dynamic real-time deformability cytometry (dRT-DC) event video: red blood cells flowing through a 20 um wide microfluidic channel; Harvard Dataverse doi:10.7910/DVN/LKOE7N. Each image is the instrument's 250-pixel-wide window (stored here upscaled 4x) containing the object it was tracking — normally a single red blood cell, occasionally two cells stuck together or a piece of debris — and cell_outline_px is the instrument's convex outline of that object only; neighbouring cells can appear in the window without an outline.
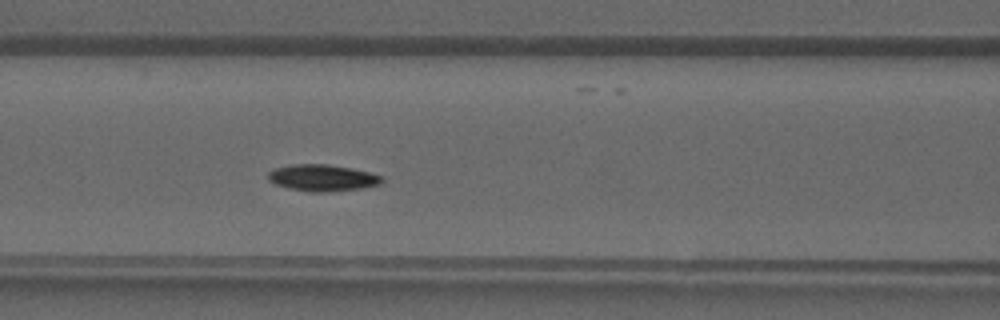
{"species": "common noctule bat (a hibernating species)", "species_latin": "Nyctalus noctula", "temperature_condition": "warm", "stored_images_in_passage": 32, "segment_of_instrument_passage": [1, 2], "camera_frame_rate_fps": 3000, "um_per_image_px": 0.085, "animal": {"sex": "male", "forearm_length_mm": 52.5}, "frame": {"image": 1, "passage_image": 14, "time_ms": 4.333, "image_size_px": [1000, 320], "cell_outline_px": [[384, 180], [380, 184], [364, 188], [328, 192], [308, 192], [288, 188], [276, 184], [268, 180], [268, 172], [272, 168], [292, 164], [328, 164], [352, 168], [384, 176]], "centroid_in_image_um": [27.41, 15.11], "position_along_channel_um": 139.2, "area_um2": 17.92}}
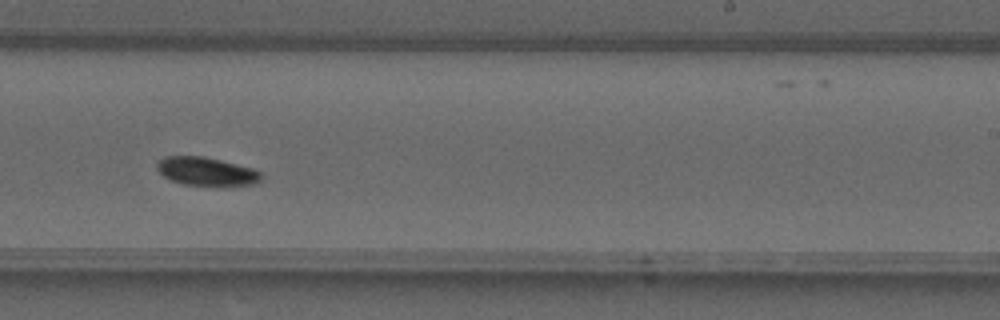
{"frame": {"image": 2, "passage_image": 22, "time_ms": 7.0, "image_size_px": [1000, 320], "cell_outline_px": [[264, 176], [256, 184], [224, 188], [216, 188], [184, 184], [172, 180], [164, 176], [156, 168], [156, 164], [164, 156], [204, 156], [252, 168], [260, 172]], "centroid_in_image_um": [17.61, 14.62], "position_along_channel_um": 271.4, "area_um2": 17.92}}
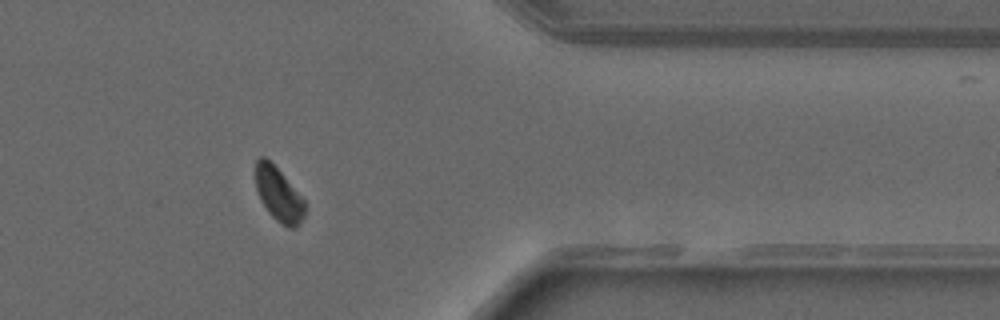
{"frame": {"image": 3, "passage_image": 30, "time_ms": 9.667, "image_size_px": [1000, 320], "cell_outline_px": [[304, 216], [300, 224], [296, 228], [288, 228], [280, 224], [268, 212], [260, 200], [256, 188], [256, 160], [260, 156], [264, 156], [280, 172], [304, 200]], "centroid_in_image_um": [23.67, 16.57], "position_along_channel_um": 387.7, "area_um2": 15.26}}